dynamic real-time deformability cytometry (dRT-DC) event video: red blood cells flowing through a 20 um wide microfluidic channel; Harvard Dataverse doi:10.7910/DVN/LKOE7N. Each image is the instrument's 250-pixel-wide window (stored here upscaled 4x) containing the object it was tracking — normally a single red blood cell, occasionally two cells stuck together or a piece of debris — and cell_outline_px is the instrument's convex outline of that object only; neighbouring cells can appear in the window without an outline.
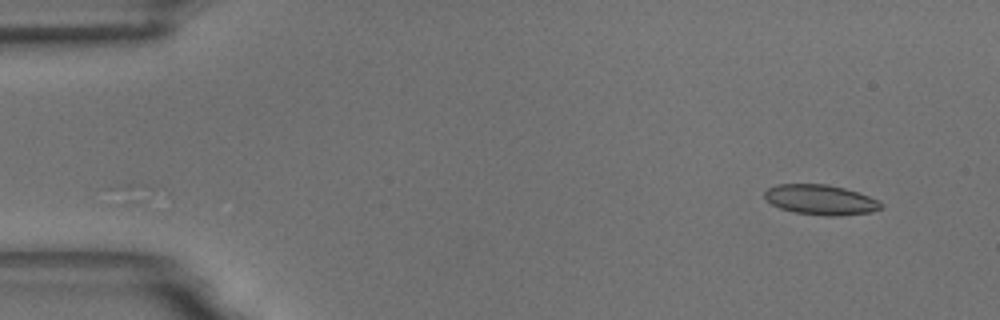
{"species": "common noctule bat (a hibernating species)", "species_latin": "Nyctalus noctula", "temperature_condition": "room temperature", "stored_images_in_passage": 52, "camera_frame_rate_fps": 3000, "um_per_image_px": 0.085, "animal": {"sex": "male", "body_mass_g": 18.8}, "frame": {"image": 1, "passage_image": 1, "time_ms": 0.0, "image_size_px": [1000, 320], "cell_outline_px": [[884, 208], [872, 212], [840, 216], [828, 216], [792, 212], [780, 208], [772, 204], [764, 196], [764, 192], [768, 188], [776, 184], [828, 184], [844, 188], [880, 200], [884, 204]], "centroid_in_image_um": [69.79, 16.99], "position_along_channel_um": 15.2, "area_um2": 20.58}}
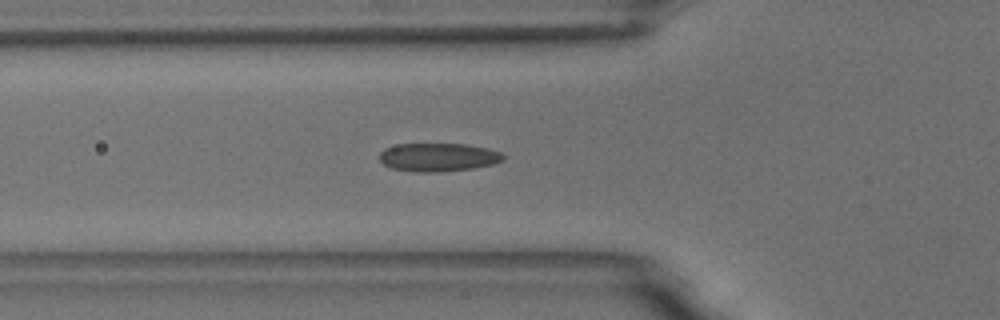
{"frame": {"image": 2, "passage_image": 16, "time_ms": 5.0, "image_size_px": [1000, 320], "cell_outline_px": [[504, 160], [492, 164], [472, 168], [436, 172], [412, 172], [392, 168], [384, 164], [380, 160], [380, 152], [384, 148], [396, 144], [468, 144], [488, 148], [500, 152], [504, 156]], "centroid_in_image_um": [37.23, 13.36], "position_along_channel_um": 88.6, "area_um2": 20.46}}
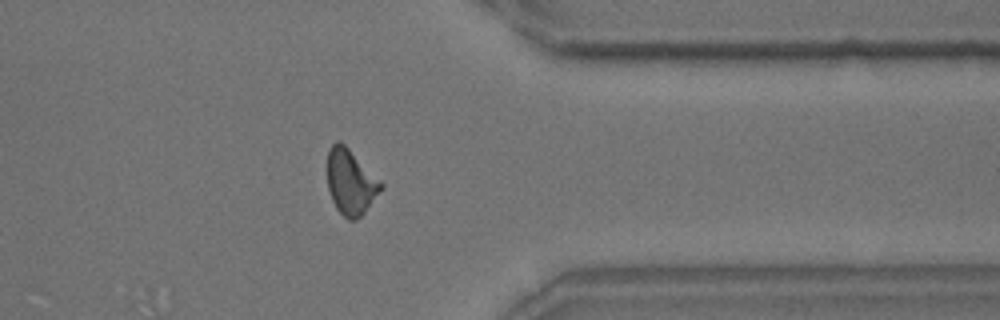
{"frame": {"image": 3, "passage_image": 41, "time_ms": 13.333, "image_size_px": [1000, 320], "cell_outline_px": [[384, 188], [364, 212], [356, 220], [348, 220], [336, 208], [332, 200], [328, 188], [328, 148], [336, 140], [340, 140], [384, 184]], "centroid_in_image_um": [29.81, 15.47], "position_along_channel_um": 381.6, "area_um2": 20.29}, "authors_computed_cell_mechanics": {"area_um2": 20.0566, "velocity_mm_per_s": 3.6209, "shape_relaxation_time_tau1_ms": 5.288, "shape_relaxation_time_tau2_ms": 1.4393, "deformation_change_tau1": 0.1567, "deformation_change_tau2": 0.0911}}